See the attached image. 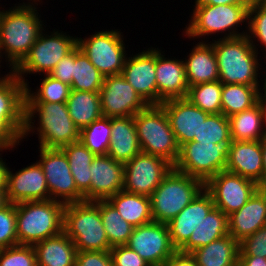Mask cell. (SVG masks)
<instances>
[{
    "label": "cell",
    "instance_id": "f1b7e54d",
    "mask_svg": "<svg viewBox=\"0 0 266 266\" xmlns=\"http://www.w3.org/2000/svg\"><path fill=\"white\" fill-rule=\"evenodd\" d=\"M228 234V216L222 210L214 207L178 251L191 253L195 249L208 245Z\"/></svg>",
    "mask_w": 266,
    "mask_h": 266
},
{
    "label": "cell",
    "instance_id": "9c48e42d",
    "mask_svg": "<svg viewBox=\"0 0 266 266\" xmlns=\"http://www.w3.org/2000/svg\"><path fill=\"white\" fill-rule=\"evenodd\" d=\"M138 141L143 153L157 155L175 164L179 145L161 105H148L134 116Z\"/></svg>",
    "mask_w": 266,
    "mask_h": 266
},
{
    "label": "cell",
    "instance_id": "c3c4849f",
    "mask_svg": "<svg viewBox=\"0 0 266 266\" xmlns=\"http://www.w3.org/2000/svg\"><path fill=\"white\" fill-rule=\"evenodd\" d=\"M75 266H112L109 251H77Z\"/></svg>",
    "mask_w": 266,
    "mask_h": 266
},
{
    "label": "cell",
    "instance_id": "1f68e13d",
    "mask_svg": "<svg viewBox=\"0 0 266 266\" xmlns=\"http://www.w3.org/2000/svg\"><path fill=\"white\" fill-rule=\"evenodd\" d=\"M261 93L256 86L222 83L221 113L228 118L250 109L257 104Z\"/></svg>",
    "mask_w": 266,
    "mask_h": 266
},
{
    "label": "cell",
    "instance_id": "836d02e7",
    "mask_svg": "<svg viewBox=\"0 0 266 266\" xmlns=\"http://www.w3.org/2000/svg\"><path fill=\"white\" fill-rule=\"evenodd\" d=\"M68 158L71 174L77 189L84 195L91 184L90 165L95 157L81 141L70 143L61 148Z\"/></svg>",
    "mask_w": 266,
    "mask_h": 266
},
{
    "label": "cell",
    "instance_id": "74e56055",
    "mask_svg": "<svg viewBox=\"0 0 266 266\" xmlns=\"http://www.w3.org/2000/svg\"><path fill=\"white\" fill-rule=\"evenodd\" d=\"M222 82L200 83L188 88L186 99L208 114L221 113Z\"/></svg>",
    "mask_w": 266,
    "mask_h": 266
},
{
    "label": "cell",
    "instance_id": "94428289",
    "mask_svg": "<svg viewBox=\"0 0 266 266\" xmlns=\"http://www.w3.org/2000/svg\"><path fill=\"white\" fill-rule=\"evenodd\" d=\"M258 0H243V2L248 5L249 7L250 6H253Z\"/></svg>",
    "mask_w": 266,
    "mask_h": 266
},
{
    "label": "cell",
    "instance_id": "8992f818",
    "mask_svg": "<svg viewBox=\"0 0 266 266\" xmlns=\"http://www.w3.org/2000/svg\"><path fill=\"white\" fill-rule=\"evenodd\" d=\"M63 232L77 251H110L100 214V200L65 204Z\"/></svg>",
    "mask_w": 266,
    "mask_h": 266
},
{
    "label": "cell",
    "instance_id": "f5cc1de1",
    "mask_svg": "<svg viewBox=\"0 0 266 266\" xmlns=\"http://www.w3.org/2000/svg\"><path fill=\"white\" fill-rule=\"evenodd\" d=\"M4 151L0 149V189H6L8 163L2 157Z\"/></svg>",
    "mask_w": 266,
    "mask_h": 266
},
{
    "label": "cell",
    "instance_id": "5b68a950",
    "mask_svg": "<svg viewBox=\"0 0 266 266\" xmlns=\"http://www.w3.org/2000/svg\"><path fill=\"white\" fill-rule=\"evenodd\" d=\"M65 204L56 200L26 201L16 204L18 245L34 246L63 231Z\"/></svg>",
    "mask_w": 266,
    "mask_h": 266
},
{
    "label": "cell",
    "instance_id": "d6986e66",
    "mask_svg": "<svg viewBox=\"0 0 266 266\" xmlns=\"http://www.w3.org/2000/svg\"><path fill=\"white\" fill-rule=\"evenodd\" d=\"M90 189L84 194V201L107 200L123 190L124 164L110 156L95 155L91 165Z\"/></svg>",
    "mask_w": 266,
    "mask_h": 266
},
{
    "label": "cell",
    "instance_id": "91938a15",
    "mask_svg": "<svg viewBox=\"0 0 266 266\" xmlns=\"http://www.w3.org/2000/svg\"><path fill=\"white\" fill-rule=\"evenodd\" d=\"M250 7H266V0H258L253 6Z\"/></svg>",
    "mask_w": 266,
    "mask_h": 266
},
{
    "label": "cell",
    "instance_id": "ee69618b",
    "mask_svg": "<svg viewBox=\"0 0 266 266\" xmlns=\"http://www.w3.org/2000/svg\"><path fill=\"white\" fill-rule=\"evenodd\" d=\"M16 245V204L8 202L0 209V249Z\"/></svg>",
    "mask_w": 266,
    "mask_h": 266
},
{
    "label": "cell",
    "instance_id": "e575fe53",
    "mask_svg": "<svg viewBox=\"0 0 266 266\" xmlns=\"http://www.w3.org/2000/svg\"><path fill=\"white\" fill-rule=\"evenodd\" d=\"M104 81L103 74L89 61L85 53L77 46L73 61L72 90L99 92Z\"/></svg>",
    "mask_w": 266,
    "mask_h": 266
},
{
    "label": "cell",
    "instance_id": "ab89813d",
    "mask_svg": "<svg viewBox=\"0 0 266 266\" xmlns=\"http://www.w3.org/2000/svg\"><path fill=\"white\" fill-rule=\"evenodd\" d=\"M24 120V111H0L1 150L10 152L21 145Z\"/></svg>",
    "mask_w": 266,
    "mask_h": 266
},
{
    "label": "cell",
    "instance_id": "7402d4cb",
    "mask_svg": "<svg viewBox=\"0 0 266 266\" xmlns=\"http://www.w3.org/2000/svg\"><path fill=\"white\" fill-rule=\"evenodd\" d=\"M215 207L211 194L204 188L176 217L167 223L170 240L179 250L194 229Z\"/></svg>",
    "mask_w": 266,
    "mask_h": 266
},
{
    "label": "cell",
    "instance_id": "6f0895ef",
    "mask_svg": "<svg viewBox=\"0 0 266 266\" xmlns=\"http://www.w3.org/2000/svg\"><path fill=\"white\" fill-rule=\"evenodd\" d=\"M8 203L6 189H0V209Z\"/></svg>",
    "mask_w": 266,
    "mask_h": 266
},
{
    "label": "cell",
    "instance_id": "2e32d148",
    "mask_svg": "<svg viewBox=\"0 0 266 266\" xmlns=\"http://www.w3.org/2000/svg\"><path fill=\"white\" fill-rule=\"evenodd\" d=\"M99 94L103 117L135 116L148 106L122 74L105 76Z\"/></svg>",
    "mask_w": 266,
    "mask_h": 266
},
{
    "label": "cell",
    "instance_id": "3957f363",
    "mask_svg": "<svg viewBox=\"0 0 266 266\" xmlns=\"http://www.w3.org/2000/svg\"><path fill=\"white\" fill-rule=\"evenodd\" d=\"M24 118L22 141L37 134L39 146L60 149L80 141L66 103L25 102Z\"/></svg>",
    "mask_w": 266,
    "mask_h": 266
},
{
    "label": "cell",
    "instance_id": "b9f144b4",
    "mask_svg": "<svg viewBox=\"0 0 266 266\" xmlns=\"http://www.w3.org/2000/svg\"><path fill=\"white\" fill-rule=\"evenodd\" d=\"M195 142L214 143L231 142L229 119L222 113L210 114L201 124Z\"/></svg>",
    "mask_w": 266,
    "mask_h": 266
},
{
    "label": "cell",
    "instance_id": "681fc988",
    "mask_svg": "<svg viewBox=\"0 0 266 266\" xmlns=\"http://www.w3.org/2000/svg\"><path fill=\"white\" fill-rule=\"evenodd\" d=\"M75 60V49L62 58L54 67V69L49 73L54 79L60 80L71 86L73 82V61Z\"/></svg>",
    "mask_w": 266,
    "mask_h": 266
},
{
    "label": "cell",
    "instance_id": "bcb514c9",
    "mask_svg": "<svg viewBox=\"0 0 266 266\" xmlns=\"http://www.w3.org/2000/svg\"><path fill=\"white\" fill-rule=\"evenodd\" d=\"M239 256L266 258V225L239 242Z\"/></svg>",
    "mask_w": 266,
    "mask_h": 266
},
{
    "label": "cell",
    "instance_id": "f907efd6",
    "mask_svg": "<svg viewBox=\"0 0 266 266\" xmlns=\"http://www.w3.org/2000/svg\"><path fill=\"white\" fill-rule=\"evenodd\" d=\"M164 266H197L191 253L176 251L164 264Z\"/></svg>",
    "mask_w": 266,
    "mask_h": 266
},
{
    "label": "cell",
    "instance_id": "4dcf8cb0",
    "mask_svg": "<svg viewBox=\"0 0 266 266\" xmlns=\"http://www.w3.org/2000/svg\"><path fill=\"white\" fill-rule=\"evenodd\" d=\"M66 104L70 117L80 131L103 116L99 92L71 89Z\"/></svg>",
    "mask_w": 266,
    "mask_h": 266
},
{
    "label": "cell",
    "instance_id": "d6a6232c",
    "mask_svg": "<svg viewBox=\"0 0 266 266\" xmlns=\"http://www.w3.org/2000/svg\"><path fill=\"white\" fill-rule=\"evenodd\" d=\"M228 119L232 141H260L265 136L258 103Z\"/></svg>",
    "mask_w": 266,
    "mask_h": 266
},
{
    "label": "cell",
    "instance_id": "7a4b0ae2",
    "mask_svg": "<svg viewBox=\"0 0 266 266\" xmlns=\"http://www.w3.org/2000/svg\"><path fill=\"white\" fill-rule=\"evenodd\" d=\"M210 43L217 58L219 81L223 84L256 86L264 92L265 68L262 63L266 62L261 61V56L252 46L247 34L226 39L212 38Z\"/></svg>",
    "mask_w": 266,
    "mask_h": 266
},
{
    "label": "cell",
    "instance_id": "52a82bcc",
    "mask_svg": "<svg viewBox=\"0 0 266 266\" xmlns=\"http://www.w3.org/2000/svg\"><path fill=\"white\" fill-rule=\"evenodd\" d=\"M204 188L205 183L200 179L172 168L149 196L153 221L168 223Z\"/></svg>",
    "mask_w": 266,
    "mask_h": 266
},
{
    "label": "cell",
    "instance_id": "603a6c76",
    "mask_svg": "<svg viewBox=\"0 0 266 266\" xmlns=\"http://www.w3.org/2000/svg\"><path fill=\"white\" fill-rule=\"evenodd\" d=\"M265 225L266 187H259L244 206L228 215V231L241 242Z\"/></svg>",
    "mask_w": 266,
    "mask_h": 266
},
{
    "label": "cell",
    "instance_id": "60d3db41",
    "mask_svg": "<svg viewBox=\"0 0 266 266\" xmlns=\"http://www.w3.org/2000/svg\"><path fill=\"white\" fill-rule=\"evenodd\" d=\"M25 110V85L14 74L0 80V111Z\"/></svg>",
    "mask_w": 266,
    "mask_h": 266
},
{
    "label": "cell",
    "instance_id": "8fae6325",
    "mask_svg": "<svg viewBox=\"0 0 266 266\" xmlns=\"http://www.w3.org/2000/svg\"><path fill=\"white\" fill-rule=\"evenodd\" d=\"M230 143L187 142L179 147L173 168L206 183L212 176L226 169Z\"/></svg>",
    "mask_w": 266,
    "mask_h": 266
},
{
    "label": "cell",
    "instance_id": "44dd1931",
    "mask_svg": "<svg viewBox=\"0 0 266 266\" xmlns=\"http://www.w3.org/2000/svg\"><path fill=\"white\" fill-rule=\"evenodd\" d=\"M164 52L156 48L157 105L169 99L185 98L189 88L183 59L167 58Z\"/></svg>",
    "mask_w": 266,
    "mask_h": 266
},
{
    "label": "cell",
    "instance_id": "4316f807",
    "mask_svg": "<svg viewBox=\"0 0 266 266\" xmlns=\"http://www.w3.org/2000/svg\"><path fill=\"white\" fill-rule=\"evenodd\" d=\"M37 266H75L77 250L74 242L62 231L36 243Z\"/></svg>",
    "mask_w": 266,
    "mask_h": 266
},
{
    "label": "cell",
    "instance_id": "ffe728a7",
    "mask_svg": "<svg viewBox=\"0 0 266 266\" xmlns=\"http://www.w3.org/2000/svg\"><path fill=\"white\" fill-rule=\"evenodd\" d=\"M160 105L167 114L179 147L198 136L202 122L210 115L186 98L169 99Z\"/></svg>",
    "mask_w": 266,
    "mask_h": 266
},
{
    "label": "cell",
    "instance_id": "f546056e",
    "mask_svg": "<svg viewBox=\"0 0 266 266\" xmlns=\"http://www.w3.org/2000/svg\"><path fill=\"white\" fill-rule=\"evenodd\" d=\"M107 201L119 212L122 219L134 228L153 221L149 196L121 190Z\"/></svg>",
    "mask_w": 266,
    "mask_h": 266
},
{
    "label": "cell",
    "instance_id": "7bdbcfd3",
    "mask_svg": "<svg viewBox=\"0 0 266 266\" xmlns=\"http://www.w3.org/2000/svg\"><path fill=\"white\" fill-rule=\"evenodd\" d=\"M247 36L258 54L260 55V51L263 52L266 61V7H249Z\"/></svg>",
    "mask_w": 266,
    "mask_h": 266
},
{
    "label": "cell",
    "instance_id": "277c9868",
    "mask_svg": "<svg viewBox=\"0 0 266 266\" xmlns=\"http://www.w3.org/2000/svg\"><path fill=\"white\" fill-rule=\"evenodd\" d=\"M192 10L188 24L185 25L182 33L186 38L208 42L209 40L206 41V39H210L209 37L213 34L216 35L214 39L219 34H222L221 37L218 36L219 39H226L243 36L248 32L249 6L246 4H194ZM244 23L247 30L240 32L239 27Z\"/></svg>",
    "mask_w": 266,
    "mask_h": 266
},
{
    "label": "cell",
    "instance_id": "cb8c5ba5",
    "mask_svg": "<svg viewBox=\"0 0 266 266\" xmlns=\"http://www.w3.org/2000/svg\"><path fill=\"white\" fill-rule=\"evenodd\" d=\"M226 171L255 181L263 187V152L260 141H231Z\"/></svg>",
    "mask_w": 266,
    "mask_h": 266
},
{
    "label": "cell",
    "instance_id": "9f6ffc18",
    "mask_svg": "<svg viewBox=\"0 0 266 266\" xmlns=\"http://www.w3.org/2000/svg\"><path fill=\"white\" fill-rule=\"evenodd\" d=\"M263 152V187H266V135L260 140Z\"/></svg>",
    "mask_w": 266,
    "mask_h": 266
},
{
    "label": "cell",
    "instance_id": "4fadbf2b",
    "mask_svg": "<svg viewBox=\"0 0 266 266\" xmlns=\"http://www.w3.org/2000/svg\"><path fill=\"white\" fill-rule=\"evenodd\" d=\"M172 168L165 158L140 152L124 164L123 190L150 196Z\"/></svg>",
    "mask_w": 266,
    "mask_h": 266
},
{
    "label": "cell",
    "instance_id": "30bf717a",
    "mask_svg": "<svg viewBox=\"0 0 266 266\" xmlns=\"http://www.w3.org/2000/svg\"><path fill=\"white\" fill-rule=\"evenodd\" d=\"M106 29L85 38H77V46L103 76L119 75L128 56L121 29Z\"/></svg>",
    "mask_w": 266,
    "mask_h": 266
},
{
    "label": "cell",
    "instance_id": "d590c367",
    "mask_svg": "<svg viewBox=\"0 0 266 266\" xmlns=\"http://www.w3.org/2000/svg\"><path fill=\"white\" fill-rule=\"evenodd\" d=\"M100 214L110 246L126 245L134 227L107 200H100Z\"/></svg>",
    "mask_w": 266,
    "mask_h": 266
},
{
    "label": "cell",
    "instance_id": "9a60e30c",
    "mask_svg": "<svg viewBox=\"0 0 266 266\" xmlns=\"http://www.w3.org/2000/svg\"><path fill=\"white\" fill-rule=\"evenodd\" d=\"M126 246L150 266H164L177 251L170 240L167 223L156 221L133 228Z\"/></svg>",
    "mask_w": 266,
    "mask_h": 266
},
{
    "label": "cell",
    "instance_id": "680465c9",
    "mask_svg": "<svg viewBox=\"0 0 266 266\" xmlns=\"http://www.w3.org/2000/svg\"><path fill=\"white\" fill-rule=\"evenodd\" d=\"M2 59H3V57H2L1 52H0V64L3 62ZM0 68H2V64L0 65ZM7 70H8V69H6L7 74H6V72H5V75H4V74L1 75V72H0V80L6 78V77L9 76L11 73H13V70H9V72H8Z\"/></svg>",
    "mask_w": 266,
    "mask_h": 266
},
{
    "label": "cell",
    "instance_id": "d4e9b609",
    "mask_svg": "<svg viewBox=\"0 0 266 266\" xmlns=\"http://www.w3.org/2000/svg\"><path fill=\"white\" fill-rule=\"evenodd\" d=\"M183 61L189 87L219 80L217 58L210 42L196 43Z\"/></svg>",
    "mask_w": 266,
    "mask_h": 266
},
{
    "label": "cell",
    "instance_id": "db71d44e",
    "mask_svg": "<svg viewBox=\"0 0 266 266\" xmlns=\"http://www.w3.org/2000/svg\"><path fill=\"white\" fill-rule=\"evenodd\" d=\"M195 4H207V5H236L245 4L243 0H195Z\"/></svg>",
    "mask_w": 266,
    "mask_h": 266
},
{
    "label": "cell",
    "instance_id": "83f0119b",
    "mask_svg": "<svg viewBox=\"0 0 266 266\" xmlns=\"http://www.w3.org/2000/svg\"><path fill=\"white\" fill-rule=\"evenodd\" d=\"M239 242L230 234L191 252L197 266H238Z\"/></svg>",
    "mask_w": 266,
    "mask_h": 266
},
{
    "label": "cell",
    "instance_id": "f6af8a7d",
    "mask_svg": "<svg viewBox=\"0 0 266 266\" xmlns=\"http://www.w3.org/2000/svg\"><path fill=\"white\" fill-rule=\"evenodd\" d=\"M0 266H37L34 247L16 245L0 249Z\"/></svg>",
    "mask_w": 266,
    "mask_h": 266
},
{
    "label": "cell",
    "instance_id": "ac0fdd59",
    "mask_svg": "<svg viewBox=\"0 0 266 266\" xmlns=\"http://www.w3.org/2000/svg\"><path fill=\"white\" fill-rule=\"evenodd\" d=\"M141 51L127 56L121 74L148 105H157L156 47Z\"/></svg>",
    "mask_w": 266,
    "mask_h": 266
},
{
    "label": "cell",
    "instance_id": "7dc6e473",
    "mask_svg": "<svg viewBox=\"0 0 266 266\" xmlns=\"http://www.w3.org/2000/svg\"><path fill=\"white\" fill-rule=\"evenodd\" d=\"M112 266H150L134 250L126 245L114 246L109 251Z\"/></svg>",
    "mask_w": 266,
    "mask_h": 266
},
{
    "label": "cell",
    "instance_id": "5bb4252c",
    "mask_svg": "<svg viewBox=\"0 0 266 266\" xmlns=\"http://www.w3.org/2000/svg\"><path fill=\"white\" fill-rule=\"evenodd\" d=\"M258 188L255 181L226 170L205 183V189L211 194L215 207L227 216L244 206Z\"/></svg>",
    "mask_w": 266,
    "mask_h": 266
},
{
    "label": "cell",
    "instance_id": "6da1fadb",
    "mask_svg": "<svg viewBox=\"0 0 266 266\" xmlns=\"http://www.w3.org/2000/svg\"><path fill=\"white\" fill-rule=\"evenodd\" d=\"M42 2L27 0L7 10L0 9V52L10 70L23 60L47 26L38 12V3L40 5Z\"/></svg>",
    "mask_w": 266,
    "mask_h": 266
},
{
    "label": "cell",
    "instance_id": "f35d334b",
    "mask_svg": "<svg viewBox=\"0 0 266 266\" xmlns=\"http://www.w3.org/2000/svg\"><path fill=\"white\" fill-rule=\"evenodd\" d=\"M111 139V118L101 117L80 131V141L95 155H106Z\"/></svg>",
    "mask_w": 266,
    "mask_h": 266
},
{
    "label": "cell",
    "instance_id": "484cf974",
    "mask_svg": "<svg viewBox=\"0 0 266 266\" xmlns=\"http://www.w3.org/2000/svg\"><path fill=\"white\" fill-rule=\"evenodd\" d=\"M140 152L134 116L111 118V139L107 155L125 164Z\"/></svg>",
    "mask_w": 266,
    "mask_h": 266
},
{
    "label": "cell",
    "instance_id": "6125c7cd",
    "mask_svg": "<svg viewBox=\"0 0 266 266\" xmlns=\"http://www.w3.org/2000/svg\"><path fill=\"white\" fill-rule=\"evenodd\" d=\"M265 65H266V63H265ZM264 67L266 69V66H264ZM264 92L266 93V70H265V89H264Z\"/></svg>",
    "mask_w": 266,
    "mask_h": 266
},
{
    "label": "cell",
    "instance_id": "11a10c76",
    "mask_svg": "<svg viewBox=\"0 0 266 266\" xmlns=\"http://www.w3.org/2000/svg\"><path fill=\"white\" fill-rule=\"evenodd\" d=\"M257 103L259 104V108L261 111V118H262V123H263V128L265 131L266 135V93L262 92L258 98Z\"/></svg>",
    "mask_w": 266,
    "mask_h": 266
},
{
    "label": "cell",
    "instance_id": "816d5d0a",
    "mask_svg": "<svg viewBox=\"0 0 266 266\" xmlns=\"http://www.w3.org/2000/svg\"><path fill=\"white\" fill-rule=\"evenodd\" d=\"M238 266H266V258L258 256H239Z\"/></svg>",
    "mask_w": 266,
    "mask_h": 266
},
{
    "label": "cell",
    "instance_id": "8d00e7d4",
    "mask_svg": "<svg viewBox=\"0 0 266 266\" xmlns=\"http://www.w3.org/2000/svg\"><path fill=\"white\" fill-rule=\"evenodd\" d=\"M43 76L35 91L29 83L25 86V102L66 103L71 87L49 74H43Z\"/></svg>",
    "mask_w": 266,
    "mask_h": 266
},
{
    "label": "cell",
    "instance_id": "e0dca14e",
    "mask_svg": "<svg viewBox=\"0 0 266 266\" xmlns=\"http://www.w3.org/2000/svg\"><path fill=\"white\" fill-rule=\"evenodd\" d=\"M6 197L13 204L51 199L43 169L37 160L15 173L8 166Z\"/></svg>",
    "mask_w": 266,
    "mask_h": 266
},
{
    "label": "cell",
    "instance_id": "ba28073f",
    "mask_svg": "<svg viewBox=\"0 0 266 266\" xmlns=\"http://www.w3.org/2000/svg\"><path fill=\"white\" fill-rule=\"evenodd\" d=\"M77 38L56 29L49 33L45 26L28 54L13 69V73L25 86L30 83L25 79L28 74H49L62 58L77 47Z\"/></svg>",
    "mask_w": 266,
    "mask_h": 266
},
{
    "label": "cell",
    "instance_id": "7c38bea8",
    "mask_svg": "<svg viewBox=\"0 0 266 266\" xmlns=\"http://www.w3.org/2000/svg\"><path fill=\"white\" fill-rule=\"evenodd\" d=\"M37 147L40 153L37 161L43 169L50 198L64 204L83 202L84 195L77 189L64 151L60 148Z\"/></svg>",
    "mask_w": 266,
    "mask_h": 266
}]
</instances>
